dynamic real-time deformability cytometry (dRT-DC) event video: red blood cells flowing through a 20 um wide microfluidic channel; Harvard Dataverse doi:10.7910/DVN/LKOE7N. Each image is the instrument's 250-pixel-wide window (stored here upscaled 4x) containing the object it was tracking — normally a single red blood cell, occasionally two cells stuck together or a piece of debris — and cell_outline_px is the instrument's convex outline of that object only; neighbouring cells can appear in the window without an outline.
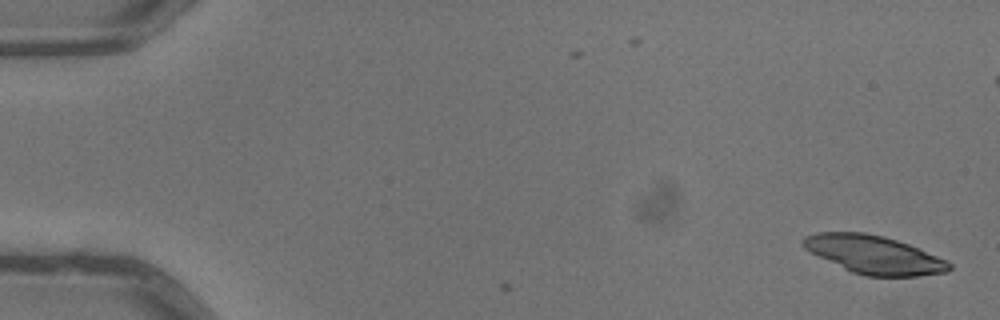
{"species": "common noctule bat (a hibernating species)", "species_latin": "Nyctalus noctula", "temperature_condition": "warm", "stored_images_in_passage": 3, "camera_frame_rate_fps": 3000, "um_per_image_px": 0.085, "animal": {"sex": "male", "body_mass_g": 13.3}, "frame": {"image": 1, "passage_image": 1, "time_ms": 0.0, "image_size_px": [1000, 320], "cell_outline_px": [[952, 268], [948, 272], [916, 276], [864, 276], [852, 272], [804, 248], [800, 240], [804, 236], [816, 232], [864, 232], [884, 236], [908, 244], [936, 256], [952, 264]], "centroid_in_image_um": [74.27, 21.64], "position_along_channel_um": 10.7, "area_um2": 32.14}}